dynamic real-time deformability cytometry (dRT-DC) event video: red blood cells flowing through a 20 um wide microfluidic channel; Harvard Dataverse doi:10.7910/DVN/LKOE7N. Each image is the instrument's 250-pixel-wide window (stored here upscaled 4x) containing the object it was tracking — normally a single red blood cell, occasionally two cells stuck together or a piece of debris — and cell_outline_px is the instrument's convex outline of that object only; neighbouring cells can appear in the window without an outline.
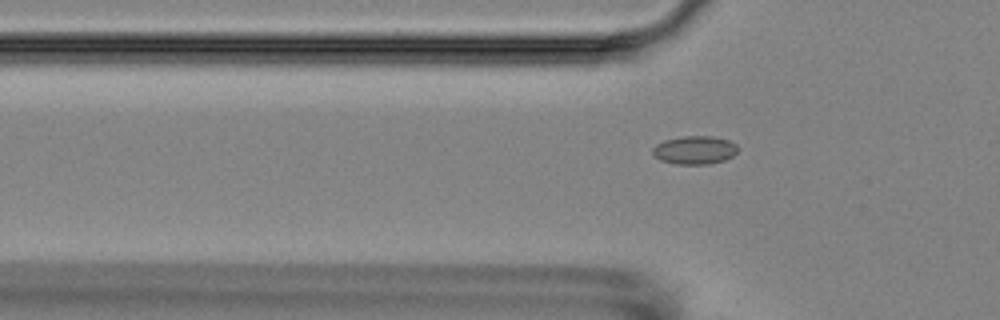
{"species": "Egyptian fruit bat (a non-hibernating species)", "species_latin": "Rousettus aegyptiacus", "temperature_condition": "room temperature", "stored_images_in_passage": 3, "segment_of_instrument_passage": [2, 2], "camera_frame_rate_fps": 3000, "um_per_image_px": 0.085, "animal": {"sex": "female"}, "frame": {"image": 1, "passage_image": 3, "time_ms": 2.333, "image_size_px": [1000, 320], "cell_outline_px": [[740, 148], [732, 156], [724, 160], [708, 164], [676, 164], [660, 160], [652, 156], [652, 148], [656, 144], [664, 140], [684, 136], [712, 136], [728, 140], [736, 144]], "centroid_in_image_um": [59.03, 12.75], "position_along_channel_um": 66.8, "area_um2": 14.16}}